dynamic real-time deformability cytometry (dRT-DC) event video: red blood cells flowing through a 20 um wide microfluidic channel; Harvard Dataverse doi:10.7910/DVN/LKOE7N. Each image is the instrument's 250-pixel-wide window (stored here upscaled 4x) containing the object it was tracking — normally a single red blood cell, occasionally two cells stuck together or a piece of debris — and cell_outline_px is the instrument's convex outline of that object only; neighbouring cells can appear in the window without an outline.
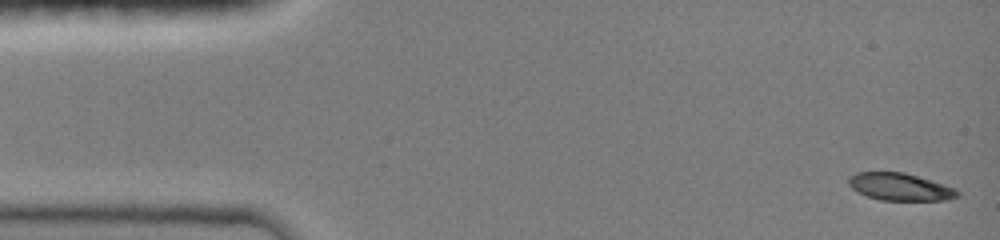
{"species": "common noctule bat (a hibernating species)", "species_latin": "Nyctalus noctula", "temperature_condition": "room temperature", "stored_images_in_passage": 47, "camera_frame_rate_fps": 3000, "um_per_image_px": 0.085, "animal": {"sex": "female", "body_mass_g": 19.0, "forearm_length_mm": 51.5}, "frame": {"image": 1, "passage_image": 1, "time_ms": 0.0, "image_size_px": [1000, 240], "cell_outline_px": [[960, 196], [944, 200], [880, 200], [868, 196], [852, 188], [848, 184], [848, 176], [856, 172], [904, 172], [956, 188], [960, 192]], "centroid_in_image_um": [76.5, 15.88], "position_along_channel_um": 8.5, "area_um2": 17.28}}
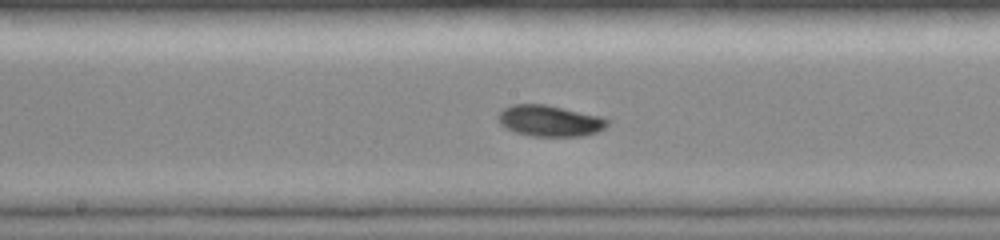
{"frame": {"image": 2, "passage_image": 24, "time_ms": 7.667, "image_size_px": [1000, 240], "cell_outline_px": [[608, 124], [604, 128], [596, 132], [584, 136], [532, 136], [516, 132], [500, 124], [496, 116], [504, 108], [512, 104], [544, 104], [600, 116], [608, 120]], "centroid_in_image_um": [46.71, 10.27], "position_along_channel_um": 201.5, "area_um2": 19.65}}
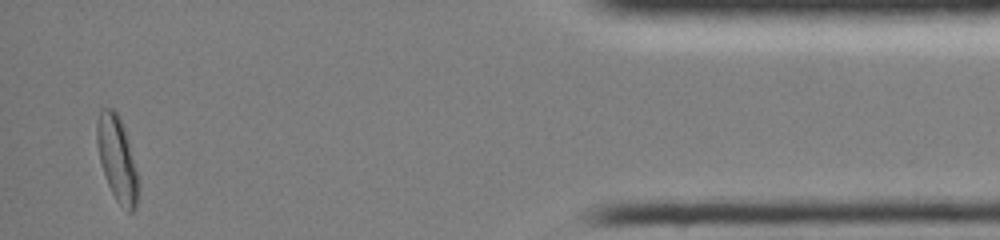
{"frame": {"image": 3, "passage_image": 45, "time_ms": 14.667, "image_size_px": [1000, 240], "cell_outline_px": [[136, 208], [132, 212], [128, 212], [116, 200], [104, 176], [100, 164], [96, 140], [96, 124], [100, 108], [112, 108], [120, 116], [136, 168]], "centroid_in_image_um": [9.9, 13.44], "position_along_channel_um": 425.3, "area_um2": 20.06}, "authors_computed_cell_mechanics": {"area_um2": 19.0162, "velocity_mm_per_s": 4.0363, "shape_relaxation_time_tau1_ms": 4.9359, "shape_relaxation_time_tau2_ms": null, "deformation_change_tau1": 0.1484, "deformation_change_tau2": null}}